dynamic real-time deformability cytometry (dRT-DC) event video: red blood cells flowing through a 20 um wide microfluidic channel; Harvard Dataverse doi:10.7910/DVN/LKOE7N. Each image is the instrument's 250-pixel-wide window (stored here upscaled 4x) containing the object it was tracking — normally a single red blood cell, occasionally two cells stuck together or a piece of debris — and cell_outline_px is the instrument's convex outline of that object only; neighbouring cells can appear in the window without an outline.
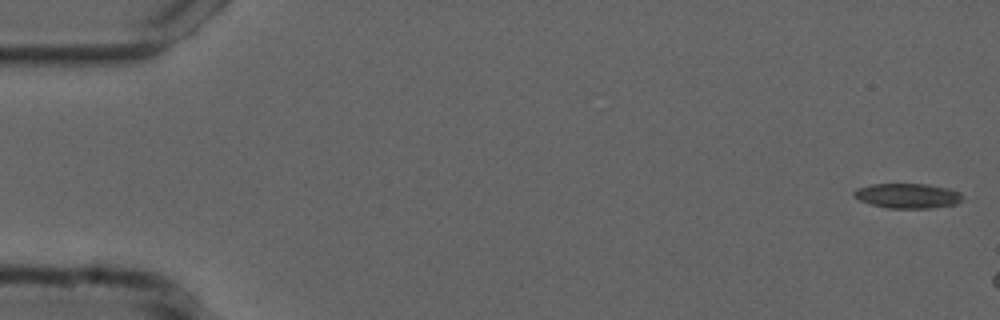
{"species": "common noctule bat (a hibernating species)", "species_latin": "Nyctalus noctula", "temperature_condition": "cold", "stored_images_in_passage": 6, "camera_frame_rate_fps": 3000, "um_per_image_px": 0.085, "animal": {"sex": "male", "forearm_length_mm": 52.5}, "frame": {"image": 1, "passage_image": 1, "time_ms": 0.0, "image_size_px": [1000, 320], "cell_outline_px": [[964, 200], [956, 204], [932, 208], [888, 208], [872, 204], [860, 200], [852, 196], [852, 192], [856, 188], [872, 184], [928, 184], [948, 188], [960, 192], [964, 196]], "centroid_in_image_um": [77.17, 16.64], "position_along_channel_um": 7.8, "area_um2": 15.9}}